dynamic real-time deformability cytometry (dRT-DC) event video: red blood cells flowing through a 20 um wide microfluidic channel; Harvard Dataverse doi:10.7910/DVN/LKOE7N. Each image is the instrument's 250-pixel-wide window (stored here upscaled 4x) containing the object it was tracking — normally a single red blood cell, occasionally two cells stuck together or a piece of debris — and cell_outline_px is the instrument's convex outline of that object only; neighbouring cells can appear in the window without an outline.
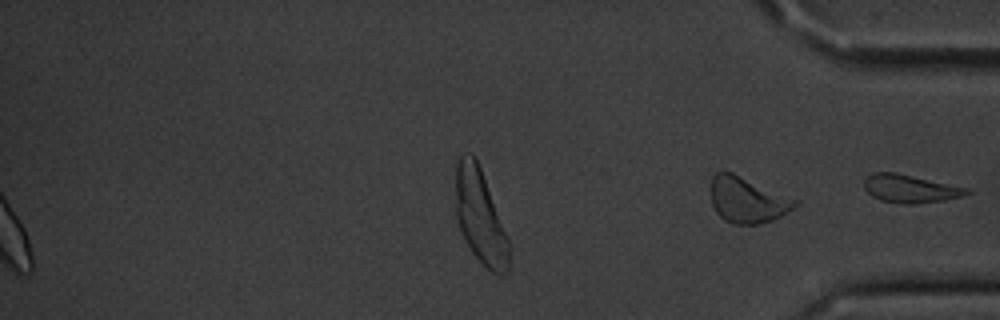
{"species": "common noctule bat (a hibernating species)", "species_latin": "Nyctalus noctula", "temperature_condition": "cold", "stored_images_in_passage": 46, "segment_of_instrument_passage": [2, 2], "camera_frame_rate_fps": 3000, "um_per_image_px": 0.085, "animal": {"sex": "male", "body_mass_g": 20.1, "forearm_length_mm": 53.5}, "frame": {"image": 1, "passage_image": 46, "time_ms": 15.0, "image_size_px": [1000, 320], "cell_outline_px": [[968, 192], [960, 196], [944, 200], [916, 204], [900, 204], [880, 200], [872, 196], [864, 188], [864, 180], [872, 172], [896, 172], [968, 188]], "centroid_in_image_um": [77.3, 16.04], "position_along_channel_um": 357.9, "area_um2": 16.65}}